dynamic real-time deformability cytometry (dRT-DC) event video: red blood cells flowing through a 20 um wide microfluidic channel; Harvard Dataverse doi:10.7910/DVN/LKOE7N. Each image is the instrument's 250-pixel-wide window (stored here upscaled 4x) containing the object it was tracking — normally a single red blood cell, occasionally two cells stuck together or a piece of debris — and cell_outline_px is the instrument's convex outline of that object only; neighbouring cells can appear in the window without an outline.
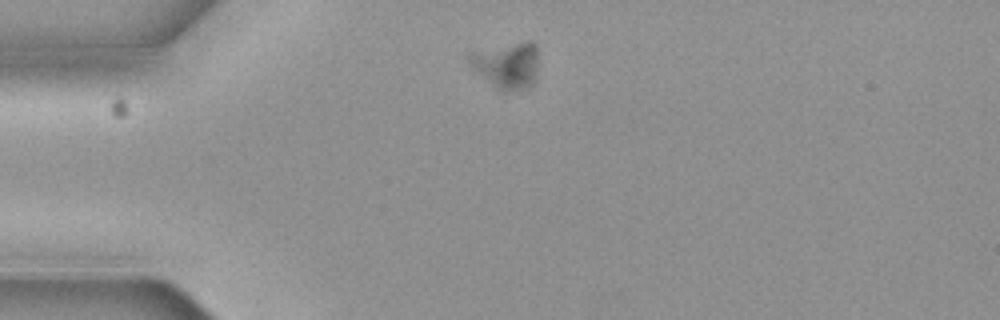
{"species": "common noctule bat (a hibernating species)", "species_latin": "Nyctalus noctula", "temperature_condition": "cold", "stored_images_in_passage": 1, "camera_frame_rate_fps": 3000, "um_per_image_px": 0.085, "animal": {"sex": "female", "body_mass_g": 19.3, "forearm_length_mm": 54.1}, "frame": {"image": 1, "passage_image": 1, "time_ms": 0.0, "image_size_px": [1000, 320], "cell_outline_px": [[536, 80], [528, 88], [504, 92], [496, 92], [468, 64], [468, 52], [524, 40], [532, 40], [536, 44]], "centroid_in_image_um": [43.04, 5.56], "position_along_channel_um": 42.0, "area_um2": 19.42}}